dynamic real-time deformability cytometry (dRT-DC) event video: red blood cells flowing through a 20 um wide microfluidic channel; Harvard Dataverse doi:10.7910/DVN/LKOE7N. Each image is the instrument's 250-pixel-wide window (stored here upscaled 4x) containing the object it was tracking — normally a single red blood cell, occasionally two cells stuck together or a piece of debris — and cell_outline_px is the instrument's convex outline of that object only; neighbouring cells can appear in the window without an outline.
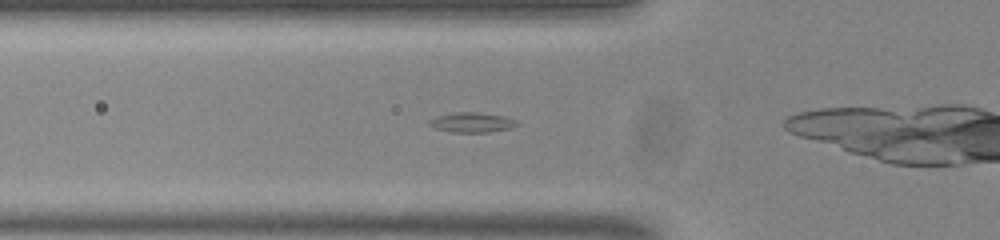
{"species": "common noctule bat (a hibernating species)", "species_latin": "Nyctalus noctula", "temperature_condition": "room temperature", "stored_images_in_passage": 32, "camera_frame_rate_fps": 3000, "um_per_image_px": 0.085, "animal": {"sex": "male", "body_mass_g": 20.0, "forearm_length_mm": 53.3}, "frame": {"image": 1, "passage_image": 7, "time_ms": 2.0, "image_size_px": [1000, 240], "cell_outline_px": [[520, 124], [512, 128], [488, 132], [452, 132], [436, 128], [428, 124], [428, 120], [436, 116], [456, 112], [480, 112], [504, 116], [516, 120]], "centroid_in_image_um": [40.14, 10.4], "position_along_channel_um": 85.7, "area_um2": 10.23}}